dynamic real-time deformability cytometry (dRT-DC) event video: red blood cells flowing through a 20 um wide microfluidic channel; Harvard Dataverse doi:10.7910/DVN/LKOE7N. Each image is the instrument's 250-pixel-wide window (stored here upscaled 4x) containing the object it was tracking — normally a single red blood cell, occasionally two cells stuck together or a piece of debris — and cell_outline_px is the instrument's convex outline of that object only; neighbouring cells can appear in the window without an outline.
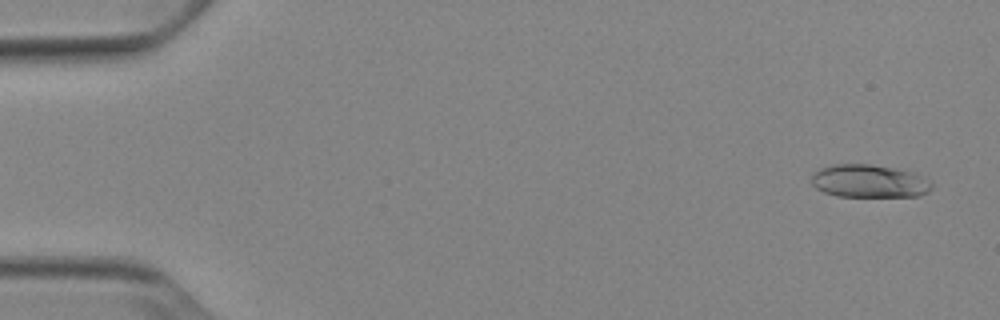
{"species": "Egyptian fruit bat (a non-hibernating species)", "species_latin": "Rousettus aegyptiacus", "temperature_condition": "cold", "stored_images_in_passage": 52, "camera_frame_rate_fps": 3000, "um_per_image_px": 0.085, "animal": {"sex": "female"}, "frame": {"image": 1, "passage_image": 3, "time_ms": 0.667, "image_size_px": [1000, 320], "cell_outline_px": [[932, 188], [928, 192], [920, 196], [836, 196], [824, 192], [816, 188], [812, 184], [812, 176], [820, 168], [836, 164], [872, 164], [896, 168], [916, 172], [932, 180]], "centroid_in_image_um": [73.95, 15.39], "position_along_channel_um": 11.0, "area_um2": 23.35}}
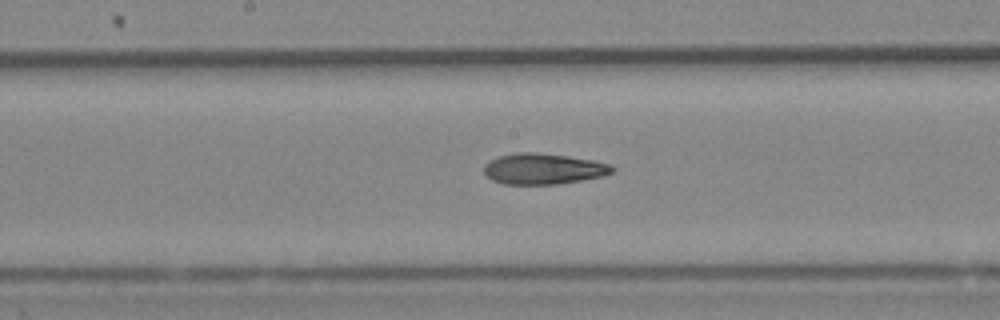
{"frame": {"image": 2, "passage_image": 28, "time_ms": 9.0, "image_size_px": [1000, 320], "cell_outline_px": [[616, 168], [612, 172], [604, 176], [556, 184], [504, 184], [492, 180], [484, 172], [484, 164], [496, 156], [516, 152], [536, 152], [568, 156], [592, 160], [612, 164]], "centroid_in_image_um": [46.18, 14.34], "position_along_channel_um": 202.0, "area_um2": 23.18}}
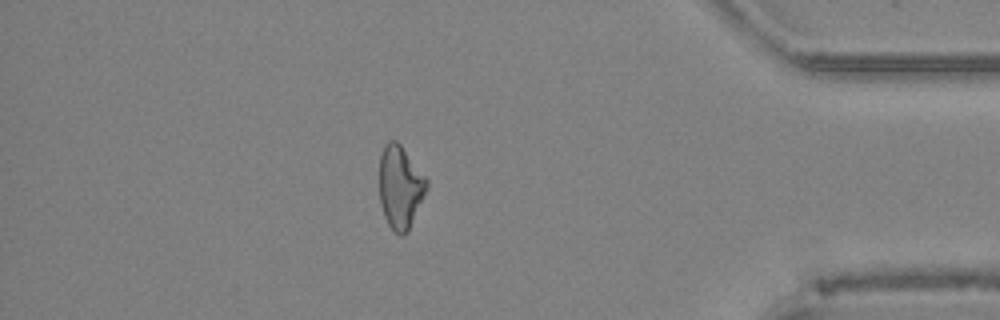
{"frame": {"image": 3, "passage_image": 46, "time_ms": 15.0, "image_size_px": [1000, 320], "cell_outline_px": [[428, 188], [408, 232], [404, 236], [400, 236], [388, 224], [384, 216], [380, 204], [380, 156], [384, 144], [388, 140], [396, 140], [400, 144], [428, 180]], "centroid_in_image_um": [34.02, 15.91], "position_along_channel_um": 401.2, "area_um2": 22.89}, "authors_computed_cell_mechanics": {"area_um2": 23.1778, "velocity_mm_per_s": 3.8987, "shape_relaxation_time_tau1_ms": 6.2483, "shape_relaxation_time_tau2_ms": 3.1549, "deformation_change_tau1": 0.1556, "deformation_change_tau2": 0.1141}}